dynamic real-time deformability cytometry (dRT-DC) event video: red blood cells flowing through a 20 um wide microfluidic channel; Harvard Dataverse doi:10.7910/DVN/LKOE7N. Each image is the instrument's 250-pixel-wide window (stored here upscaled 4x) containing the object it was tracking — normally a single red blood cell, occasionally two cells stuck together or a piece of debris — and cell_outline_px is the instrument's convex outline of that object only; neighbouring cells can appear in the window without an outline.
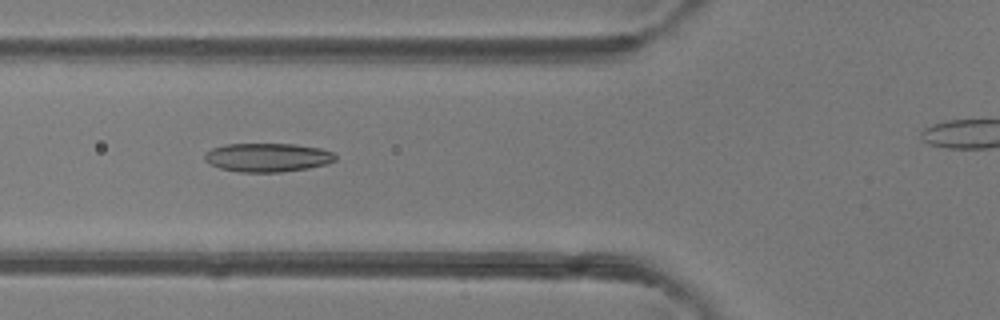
{"species": "common noctule bat (a hibernating species)", "species_latin": "Nyctalus noctula", "temperature_condition": "room temperature", "stored_images_in_passage": 43, "camera_frame_rate_fps": 3000, "um_per_image_px": 0.085, "animal": {"sex": "female"}, "frame": {"image": 1, "passage_image": 18, "time_ms": 5.667, "image_size_px": [1000, 320], "cell_outline_px": [[336, 160], [328, 164], [308, 168], [280, 172], [240, 172], [220, 168], [208, 164], [204, 160], [204, 156], [212, 148], [224, 144], [296, 144], [320, 148], [332, 152], [336, 156]], "centroid_in_image_um": [22.74, 13.38], "position_along_channel_um": 103.1, "area_um2": 21.96}}
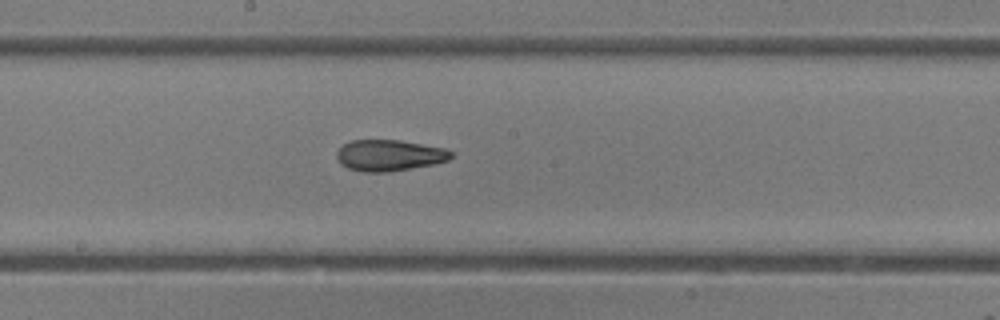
{"frame": {"image": 2, "passage_image": 26, "time_ms": 8.333, "image_size_px": [1000, 320], "cell_outline_px": [[452, 156], [448, 160], [432, 164], [388, 172], [364, 172], [348, 168], [340, 164], [336, 160], [336, 152], [344, 144], [352, 140], [400, 140], [444, 148], [452, 152]], "centroid_in_image_um": [33.04, 13.2], "position_along_channel_um": 215.2, "area_um2": 20.69}}
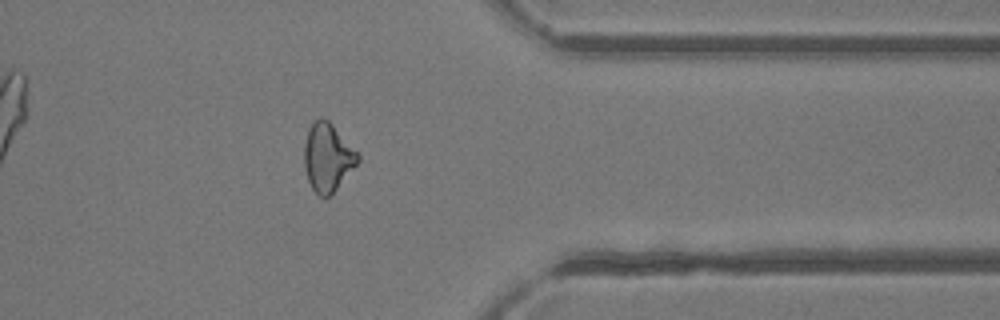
{"frame": {"image": 3, "passage_image": 39, "time_ms": 12.667, "image_size_px": [1000, 320], "cell_outline_px": [[360, 160], [336, 188], [328, 196], [320, 196], [312, 188], [308, 180], [304, 168], [304, 144], [308, 128], [312, 120], [320, 116], [328, 120], [360, 152]], "centroid_in_image_um": [27.84, 13.3], "position_along_channel_um": 383.6, "area_um2": 21.44}, "authors_computed_cell_mechanics": {"area_um2": 21.5594, "velocity_mm_per_s": 4.1881, "shape_relaxation_time_tau1_ms": 6.1501, "shape_relaxation_time_tau2_ms": 3.4696, "deformation_change_tau1": 0.1642, "deformation_change_tau2": 0.108}}